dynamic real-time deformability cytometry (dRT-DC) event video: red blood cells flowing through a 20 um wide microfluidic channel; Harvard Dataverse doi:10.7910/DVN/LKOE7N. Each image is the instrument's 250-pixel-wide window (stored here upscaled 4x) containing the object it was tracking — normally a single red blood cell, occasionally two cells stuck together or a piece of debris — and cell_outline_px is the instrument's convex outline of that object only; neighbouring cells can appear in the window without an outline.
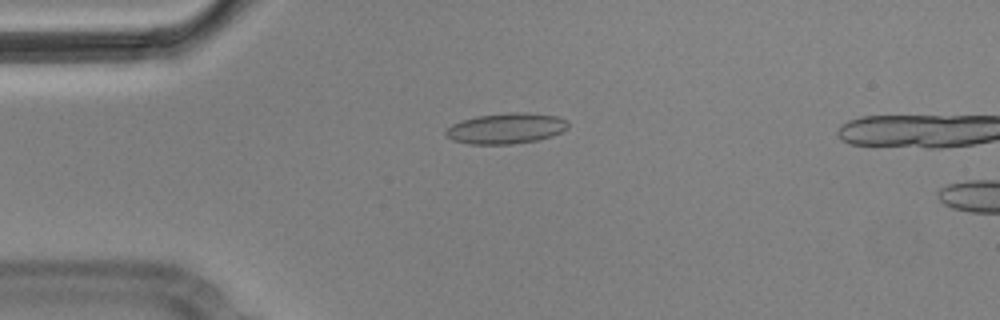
{"species": "Egyptian fruit bat (a non-hibernating species)", "species_latin": "Rousettus aegyptiacus", "temperature_condition": "cold", "stored_images_in_passage": 5, "camera_frame_rate_fps": 3000, "um_per_image_px": 0.085, "animal": {"sex": "male"}, "frame": {"image": 1, "passage_image": 4, "time_ms": 1.0, "image_size_px": [1000, 320], "cell_outline_px": [[568, 128], [552, 136], [536, 140], [512, 144], [468, 144], [452, 140], [444, 132], [452, 124], [460, 120], [476, 116], [512, 112], [524, 112], [556, 116], [564, 120], [568, 124]], "centroid_in_image_um": [42.98, 10.91], "position_along_channel_um": 42.0, "area_um2": 21.73}}